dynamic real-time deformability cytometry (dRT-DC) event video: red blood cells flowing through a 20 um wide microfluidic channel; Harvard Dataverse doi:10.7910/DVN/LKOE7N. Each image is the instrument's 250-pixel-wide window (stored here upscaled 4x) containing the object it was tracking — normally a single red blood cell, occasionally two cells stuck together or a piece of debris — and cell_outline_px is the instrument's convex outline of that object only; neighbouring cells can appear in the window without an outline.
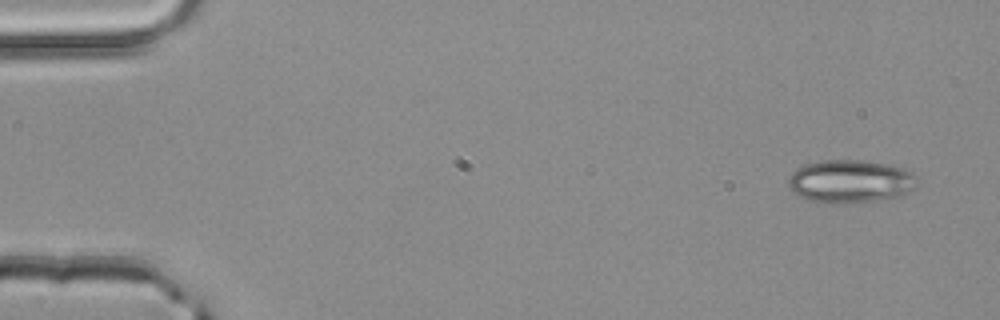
{"species": "common noctule bat (a hibernating species)", "species_latin": "Nyctalus noctula", "temperature_condition": "room temperature", "stored_images_in_passage": 3, "camera_frame_rate_fps": 3000, "um_per_image_px": 0.085, "animal": {"sex": "male", "body_mass_g": 20.4}, "frame": {"image": 1, "passage_image": 1, "time_ms": 0.0, "image_size_px": [1000, 320], "cell_outline_px": [[916, 188], [904, 196], [844, 204], [832, 204], [808, 200], [792, 192], [788, 188], [788, 180], [792, 172], [796, 168], [820, 160], [864, 160], [888, 164], [904, 168], [912, 172], [916, 176]], "centroid_in_image_um": [72.29, 15.42], "position_along_channel_um": 12.7, "area_um2": 32.77}}